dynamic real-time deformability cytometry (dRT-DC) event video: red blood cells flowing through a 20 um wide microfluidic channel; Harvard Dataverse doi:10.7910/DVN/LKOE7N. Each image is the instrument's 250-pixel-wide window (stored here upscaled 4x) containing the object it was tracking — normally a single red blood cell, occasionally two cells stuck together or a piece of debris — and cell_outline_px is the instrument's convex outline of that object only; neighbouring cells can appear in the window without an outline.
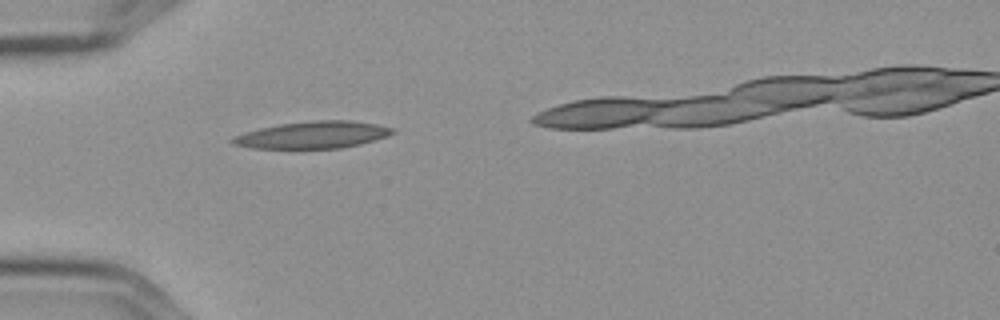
{"species": "Egyptian fruit bat (a non-hibernating species)", "species_latin": "Rousettus aegyptiacus", "temperature_condition": "cold", "stored_images_in_passage": 2, "camera_frame_rate_fps": 3000, "um_per_image_px": 0.085, "frame": {"image": 1, "passage_image": 1, "time_ms": 0.0, "image_size_px": [1000, 320], "cell_outline_px": [[396, 132], [388, 136], [360, 144], [340, 148], [252, 148], [232, 144], [228, 140], [232, 136], [260, 128], [280, 124], [312, 120], [352, 120], [376, 124], [396, 128]], "centroid_in_image_um": [26.6, 11.46], "position_along_channel_um": 58.4, "area_um2": 25.32}}